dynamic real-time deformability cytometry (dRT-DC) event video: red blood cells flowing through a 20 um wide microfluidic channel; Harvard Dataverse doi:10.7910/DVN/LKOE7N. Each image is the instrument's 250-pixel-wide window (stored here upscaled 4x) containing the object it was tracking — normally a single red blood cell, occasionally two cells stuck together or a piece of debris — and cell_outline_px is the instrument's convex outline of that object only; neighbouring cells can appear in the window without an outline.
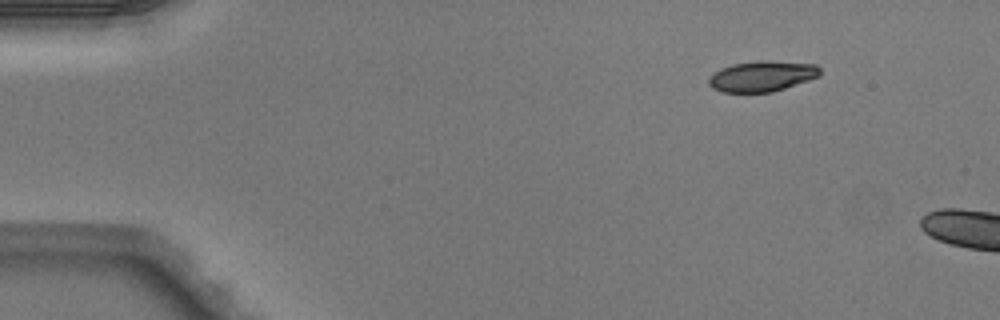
{"species": "Egyptian fruit bat (a non-hibernating species)", "species_latin": "Rousettus aegyptiacus", "temperature_condition": "warm", "stored_images_in_passage": 2, "camera_frame_rate_fps": 3000, "um_per_image_px": 0.085, "animal": {"sex": "male"}, "frame": {"image": 1, "passage_image": 1, "time_ms": 0.0, "image_size_px": [1000, 320], "cell_outline_px": [[820, 76], [772, 92], [720, 92], [712, 88], [708, 84], [708, 80], [712, 72], [720, 68], [732, 64], [756, 60], [768, 60], [816, 64], [820, 68]], "centroid_in_image_um": [64.73, 6.46], "position_along_channel_um": 20.3, "area_um2": 20.06}}